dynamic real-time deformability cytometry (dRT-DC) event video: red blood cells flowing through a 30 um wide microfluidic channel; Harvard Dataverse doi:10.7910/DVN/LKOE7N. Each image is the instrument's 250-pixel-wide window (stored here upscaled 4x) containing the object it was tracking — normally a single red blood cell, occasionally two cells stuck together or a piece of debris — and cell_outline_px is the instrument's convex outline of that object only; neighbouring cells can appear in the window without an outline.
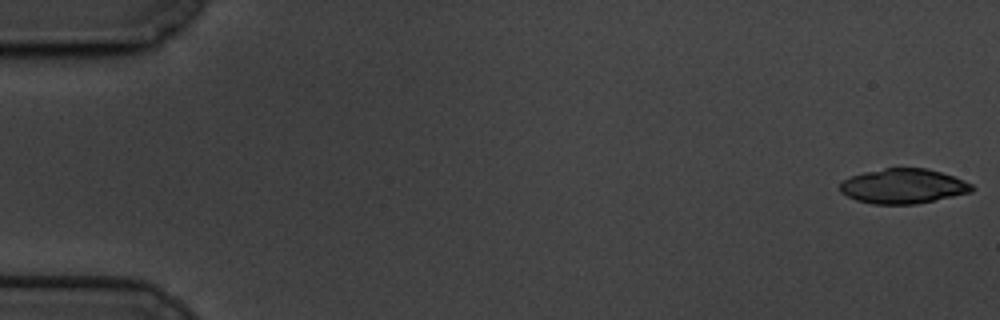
{"species": "common noctule bat (a hibernating species)", "species_latin": "Nyctalus noctula", "temperature_condition": "cold", "stored_images_in_passage": 60, "camera_frame_rate_fps": 3000, "um_per_image_px": 0.085, "animal": {"sex": "male", "body_mass_g": 19.5, "forearm_length_mm": 54.6}, "frame": {"image": 1, "passage_image": 1, "time_ms": 0.0, "image_size_px": [1000, 320], "cell_outline_px": [[976, 188], [972, 192], [916, 204], [872, 204], [856, 200], [840, 192], [840, 184], [844, 180], [852, 176], [864, 172], [884, 168], [928, 168], [952, 176], [972, 184]], "centroid_in_image_um": [76.78, 15.83], "position_along_channel_um": 8.2, "area_um2": 26.65}}
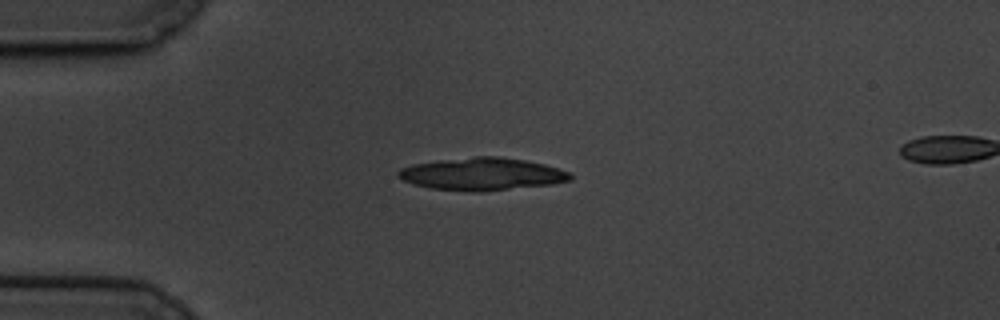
{"frame": {"image": 2, "passage_image": 15, "time_ms": 4.667, "image_size_px": [1000, 320], "cell_outline_px": [[572, 180], [552, 184], [480, 192], [476, 192], [432, 188], [416, 184], [404, 180], [396, 176], [396, 172], [400, 168], [412, 164], [440, 160], [476, 156], [500, 156], [524, 160], [544, 164], [568, 172], [572, 176]], "centroid_in_image_um": [40.96, 14.79], "position_along_channel_um": 44.0, "area_um2": 32.43}}